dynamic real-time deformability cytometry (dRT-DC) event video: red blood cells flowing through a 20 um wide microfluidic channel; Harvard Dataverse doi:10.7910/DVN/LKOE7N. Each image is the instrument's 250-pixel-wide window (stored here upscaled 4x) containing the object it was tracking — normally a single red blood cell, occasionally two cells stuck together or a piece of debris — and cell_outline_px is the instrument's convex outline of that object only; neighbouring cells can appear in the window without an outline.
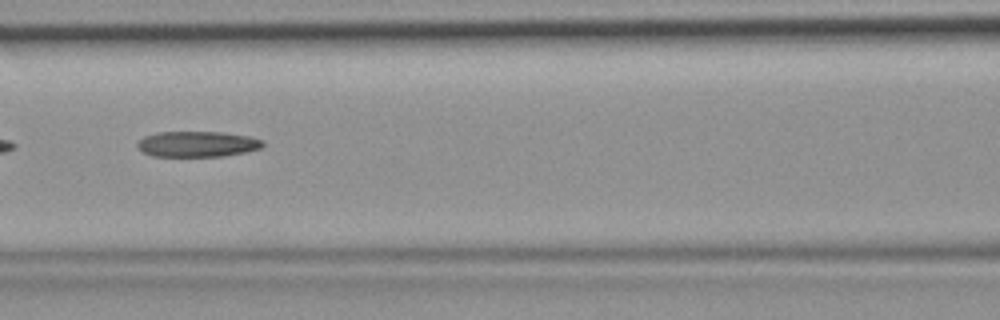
{"species": "common noctule bat (a hibernating species)", "species_latin": "Nyctalus noctula", "temperature_condition": "room temperature", "stored_images_in_passage": 6, "camera_frame_rate_fps": 3000, "um_per_image_px": 0.085, "animal": {"sex": "female", "body_mass_g": 19.9}, "frame": {"image": 1, "passage_image": 6, "time_ms": 1.667, "image_size_px": [1000, 320], "cell_outline_px": [[264, 144], [260, 148], [244, 152], [224, 156], [152, 156], [144, 152], [136, 144], [144, 136], [156, 132], [224, 132], [248, 136], [264, 140]], "centroid_in_image_um": [16.78, 12.24], "position_along_channel_um": 149.8, "area_um2": 18.67}}